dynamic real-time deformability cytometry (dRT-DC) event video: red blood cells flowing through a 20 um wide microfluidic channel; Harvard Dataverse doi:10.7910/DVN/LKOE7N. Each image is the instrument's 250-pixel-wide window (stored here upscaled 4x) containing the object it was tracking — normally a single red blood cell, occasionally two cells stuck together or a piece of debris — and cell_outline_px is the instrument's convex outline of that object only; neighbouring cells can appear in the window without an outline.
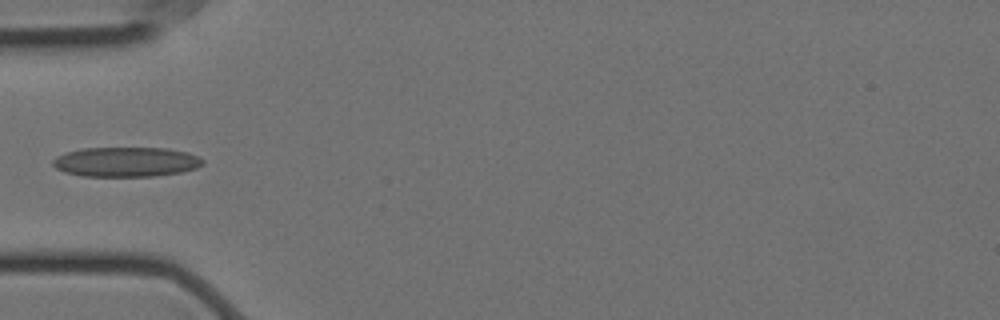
{"species": "Egyptian fruit bat (a non-hibernating species)", "species_latin": "Rousettus aegyptiacus", "temperature_condition": "cold", "stored_images_in_passage": 2, "camera_frame_rate_fps": 3000, "um_per_image_px": 0.085, "animal": {"sex": "female"}, "frame": {"image": 1, "passage_image": 2, "time_ms": 0.333, "image_size_px": [1000, 320], "cell_outline_px": [[204, 164], [196, 168], [180, 172], [156, 176], [80, 176], [64, 172], [56, 168], [52, 164], [52, 160], [56, 156], [68, 152], [84, 148], [168, 148], [188, 152], [200, 156], [204, 160]], "centroid_in_image_um": [10.74, 13.76], "position_along_channel_um": 74.3, "area_um2": 26.13}}